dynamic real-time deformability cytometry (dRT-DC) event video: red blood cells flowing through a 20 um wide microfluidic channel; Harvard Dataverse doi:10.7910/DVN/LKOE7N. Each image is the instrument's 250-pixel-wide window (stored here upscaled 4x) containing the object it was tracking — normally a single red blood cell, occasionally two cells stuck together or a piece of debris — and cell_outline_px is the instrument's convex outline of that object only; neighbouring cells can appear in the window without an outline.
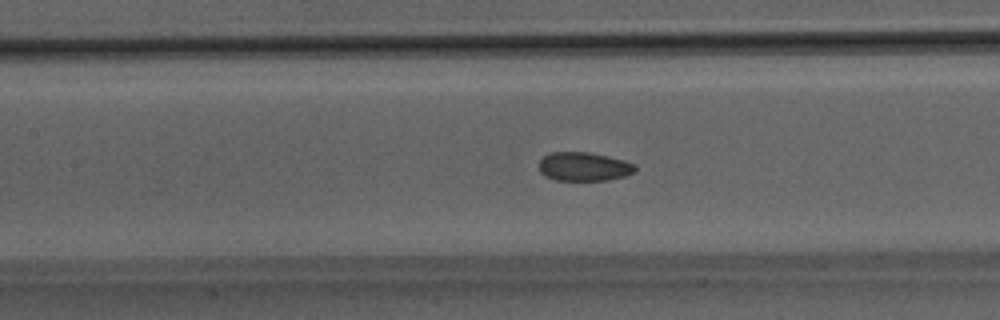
{"species": "Egyptian fruit bat (a non-hibernating species)", "species_latin": "Rousettus aegyptiacus", "temperature_condition": "room temperature", "stored_images_in_passage": 50, "camera_frame_rate_fps": 3000, "um_per_image_px": 0.085, "animal": {"sex": "male"}, "frame": {"image": 1, "passage_image": 22, "time_ms": 7.0, "image_size_px": [1000, 320], "cell_outline_px": [[636, 172], [624, 176], [608, 180], [556, 180], [544, 176], [540, 172], [540, 160], [544, 156], [552, 152], [588, 152], [608, 156], [624, 160], [636, 164]], "centroid_in_image_um": [49.65, 14.16], "position_along_channel_um": 157.7, "area_um2": 16.18}, "authors_computed_cell_mechanics": {"area_um2": 16.9932, "velocity_mm_per_s": 4.0362, "shape_relaxation_time_tau1_ms": 3.1988, "shape_relaxation_time_tau2_ms": 1.9029, "deformation_change_tau1": 0.0612, "deformation_change_tau2": 0.0565}}